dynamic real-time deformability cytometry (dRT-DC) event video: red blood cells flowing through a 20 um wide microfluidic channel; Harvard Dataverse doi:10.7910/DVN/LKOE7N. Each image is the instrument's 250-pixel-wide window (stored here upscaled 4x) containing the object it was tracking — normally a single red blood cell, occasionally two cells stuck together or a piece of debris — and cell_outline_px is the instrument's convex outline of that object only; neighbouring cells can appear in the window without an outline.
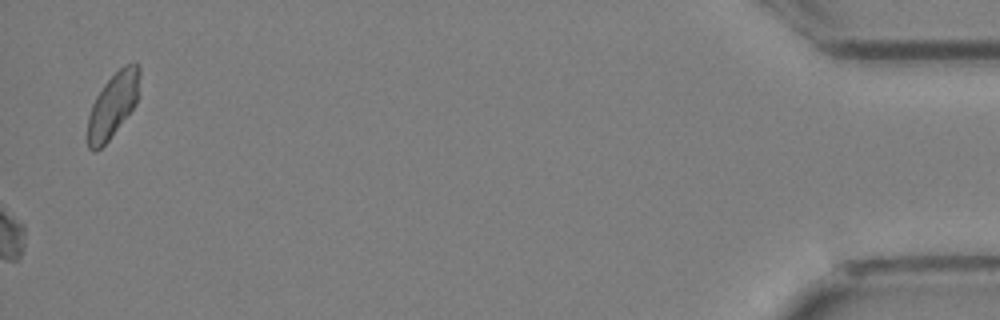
{"species": "Egyptian fruit bat (a non-hibernating species)", "species_latin": "Rousettus aegyptiacus", "temperature_condition": "cold", "stored_images_in_passage": 34, "camera_frame_rate_fps": 3000, "um_per_image_px": 0.085, "animal": {"sex": "female"}, "frame": {"image": 1, "passage_image": 34, "time_ms": 11.0, "image_size_px": [1000, 320], "cell_outline_px": [[140, 72], [136, 104], [108, 140], [96, 152], [92, 152], [88, 148], [88, 116], [92, 104], [96, 96], [104, 84], [124, 64], [136, 60], [140, 64]], "centroid_in_image_um": [9.6, 8.9], "position_along_channel_um": 425.6, "area_um2": 19.48}}